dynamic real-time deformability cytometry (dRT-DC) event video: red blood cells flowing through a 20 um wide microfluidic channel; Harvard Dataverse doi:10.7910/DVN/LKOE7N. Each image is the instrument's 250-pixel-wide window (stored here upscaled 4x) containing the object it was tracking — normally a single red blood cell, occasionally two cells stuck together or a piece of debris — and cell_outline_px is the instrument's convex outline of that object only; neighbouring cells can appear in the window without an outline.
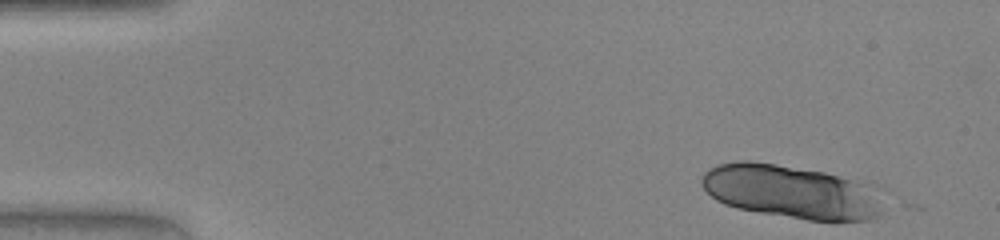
{"species": "human", "species_latin": "Homo sapiens", "temperature_condition": "warm", "stored_images_in_passage": 45, "segment_of_instrument_passage": [1, 2], "camera_frame_rate_fps": 3000, "um_per_image_px": 0.085, "donor": {"sex": "female"}, "frame": {"image": 1, "passage_image": 1, "time_ms": 0.0, "image_size_px": [1000, 240], "cell_outline_px": [[880, 216], [872, 220], [832, 224], [736, 208], [724, 204], [716, 200], [704, 188], [700, 180], [704, 172], [716, 164], [736, 160], [748, 160], [776, 164], [824, 172], [860, 184], [880, 212]], "centroid_in_image_um": [67.05, 16.33], "position_along_channel_um": 18.0, "area_um2": 55.37}}